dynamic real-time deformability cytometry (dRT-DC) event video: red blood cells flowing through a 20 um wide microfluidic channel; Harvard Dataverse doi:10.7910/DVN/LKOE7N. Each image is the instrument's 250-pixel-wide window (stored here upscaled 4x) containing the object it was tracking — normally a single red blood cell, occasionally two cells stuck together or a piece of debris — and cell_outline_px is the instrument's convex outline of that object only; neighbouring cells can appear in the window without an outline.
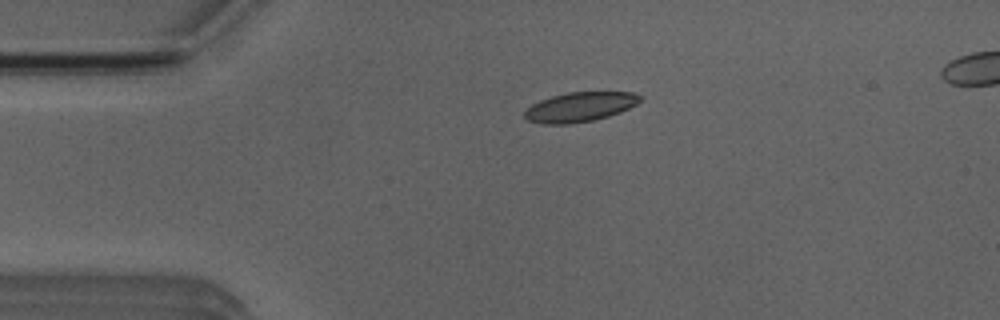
{"species": "Egyptian fruit bat (a non-hibernating species)", "species_latin": "Rousettus aegyptiacus", "temperature_condition": "room temperature", "stored_images_in_passage": 5, "camera_frame_rate_fps": 3000, "um_per_image_px": 0.085, "animal": {"sex": "male"}, "frame": {"image": 1, "passage_image": 3, "time_ms": 2.333, "image_size_px": [1000, 320], "cell_outline_px": [[644, 96], [636, 104], [620, 112], [608, 116], [592, 120], [568, 124], [544, 124], [528, 120], [524, 116], [524, 112], [532, 104], [540, 100], [552, 96], [568, 92], [632, 92]], "centroid_in_image_um": [49.29, 9.08], "position_along_channel_um": 35.7, "area_um2": 19.77}}